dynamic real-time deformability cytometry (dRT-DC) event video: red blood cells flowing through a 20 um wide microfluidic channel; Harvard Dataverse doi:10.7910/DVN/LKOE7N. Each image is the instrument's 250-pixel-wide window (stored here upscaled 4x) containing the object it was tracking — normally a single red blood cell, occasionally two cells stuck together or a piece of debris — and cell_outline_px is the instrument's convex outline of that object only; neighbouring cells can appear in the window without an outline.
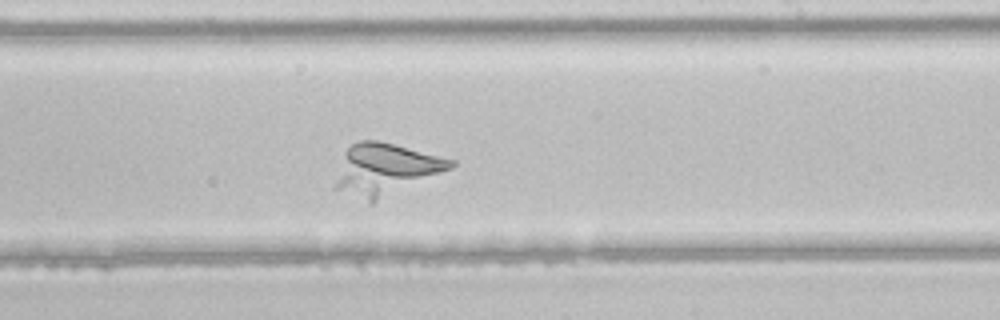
{"species": "common noctule bat (a hibernating species)", "species_latin": "Nyctalus noctula", "temperature_condition": "room temperature", "stored_images_in_passage": 35, "camera_frame_rate_fps": 3000, "um_per_image_px": 0.085, "animal": {"sex": "male", "body_mass_g": 21.5, "forearm_length_mm": 52.0}, "frame": {"image": 1, "passage_image": 16, "time_ms": 5.0, "image_size_px": [1000, 320], "cell_outline_px": [[456, 164], [452, 168], [372, 204], [368, 204], [332, 188], [344, 152], [352, 144], [360, 140], [376, 140], [456, 160]], "centroid_in_image_um": [32.72, 14.44], "position_along_channel_um": 256.3, "area_um2": 34.8}}
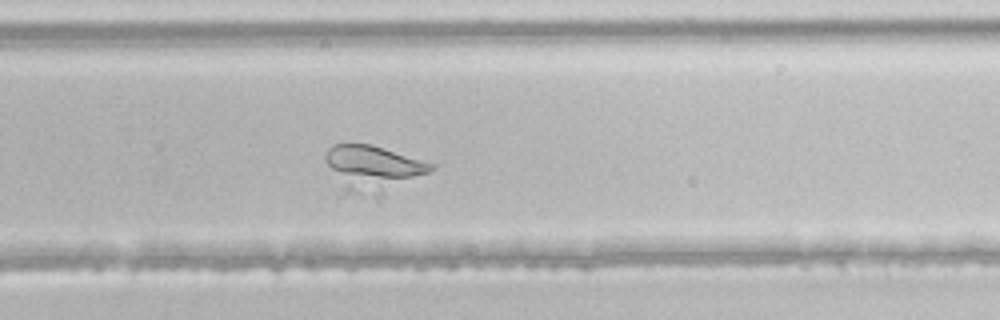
{"frame": {"image": 2, "passage_image": 19, "time_ms": 6.0, "image_size_px": [1000, 320], "cell_outline_px": [[436, 168], [428, 172], [344, 196], [340, 196], [324, 160], [324, 152], [328, 148], [336, 144], [372, 144], [436, 164]], "centroid_in_image_um": [31.45, 14.18], "position_along_channel_um": 298.4, "area_um2": 26.3}}
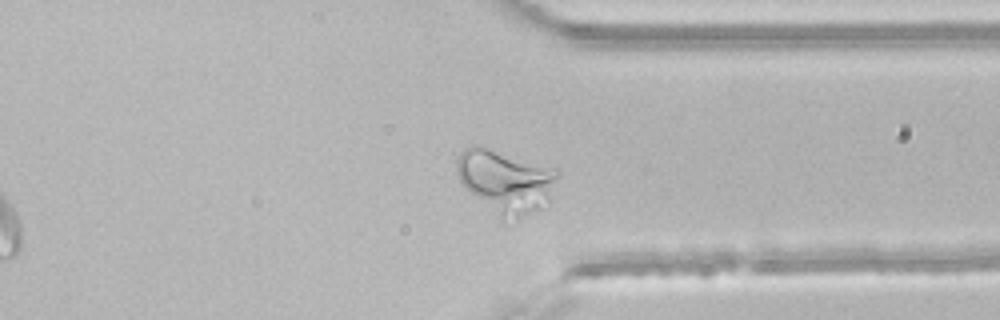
{"frame": {"image": 3, "passage_image": 24, "time_ms": 7.667, "image_size_px": [1000, 320], "cell_outline_px": [[560, 176], [548, 200], [540, 208], [516, 220], [504, 224], [460, 180], [456, 172], [456, 160], [460, 152], [464, 148], [472, 144], [480, 144], [556, 168], [560, 172]], "centroid_in_image_um": [43.0, 15.38], "position_along_channel_um": 368.4, "area_um2": 37.57}}